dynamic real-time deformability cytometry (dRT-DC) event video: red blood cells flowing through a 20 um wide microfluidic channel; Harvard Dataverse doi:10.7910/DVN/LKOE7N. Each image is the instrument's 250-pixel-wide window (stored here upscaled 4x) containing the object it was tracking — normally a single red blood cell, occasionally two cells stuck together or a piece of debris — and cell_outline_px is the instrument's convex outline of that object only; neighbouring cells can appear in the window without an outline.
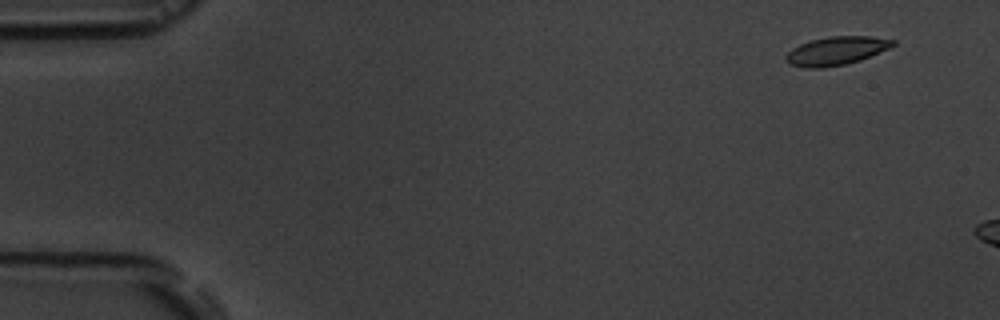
{"species": "common noctule bat (a hibernating species)", "species_latin": "Nyctalus noctula", "temperature_condition": "room temperature", "stored_images_in_passage": 3, "camera_frame_rate_fps": 3000, "um_per_image_px": 0.085, "animal": {"sex": "male", "body_mass_g": 19.5, "forearm_length_mm": 54.6}, "frame": {"image": 1, "passage_image": 1, "time_ms": 0.0, "image_size_px": [1000, 320], "cell_outline_px": [[896, 44], [888, 48], [860, 60], [844, 64], [820, 68], [804, 68], [788, 64], [784, 60], [784, 56], [792, 48], [800, 44], [812, 40], [828, 36], [872, 36], [896, 40]], "centroid_in_image_um": [71.04, 4.32], "position_along_channel_um": 14.0, "area_um2": 17.74}}